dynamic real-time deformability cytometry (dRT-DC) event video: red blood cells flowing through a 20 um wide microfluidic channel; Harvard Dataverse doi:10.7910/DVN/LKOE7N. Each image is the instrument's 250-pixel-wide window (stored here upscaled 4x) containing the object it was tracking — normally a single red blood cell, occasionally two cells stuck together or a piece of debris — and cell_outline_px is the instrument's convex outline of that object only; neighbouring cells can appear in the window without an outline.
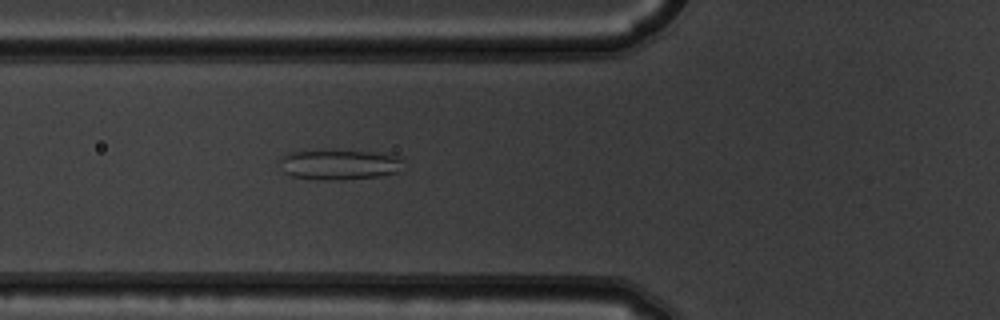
{"species": "common noctule bat (a hibernating species)", "species_latin": "Nyctalus noctula", "temperature_condition": "warm", "stored_images_in_passage": 6, "camera_frame_rate_fps": 3000, "um_per_image_px": 0.085, "animal": {"sex": "male", "body_mass_g": 19.5, "forearm_length_mm": 54.6}, "frame": {"image": 1, "passage_image": 6, "time_ms": 1.667, "image_size_px": [1000, 320], "cell_outline_px": [[404, 172], [380, 176], [344, 180], [324, 180], [292, 176], [284, 172], [280, 160], [280, 156], [288, 152], [324, 148], [388, 152], [400, 156]], "centroid_in_image_um": [28.92, 13.94], "position_along_channel_um": 96.9, "area_um2": 23.12}}